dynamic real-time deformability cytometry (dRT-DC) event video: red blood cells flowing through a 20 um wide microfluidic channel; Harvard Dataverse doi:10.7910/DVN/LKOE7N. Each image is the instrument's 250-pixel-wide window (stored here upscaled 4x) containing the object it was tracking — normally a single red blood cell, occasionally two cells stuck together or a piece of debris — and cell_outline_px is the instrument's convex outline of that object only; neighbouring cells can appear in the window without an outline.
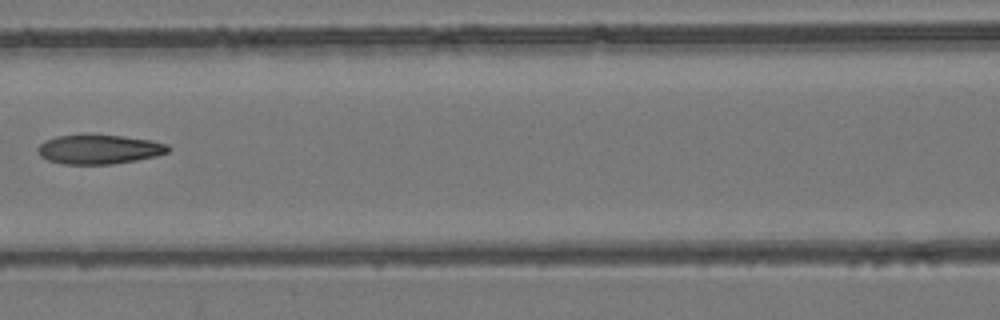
{"species": "common noctule bat (a hibernating species)", "species_latin": "Nyctalus noctula", "temperature_condition": "room temperature", "stored_images_in_passage": 7, "camera_frame_rate_fps": 3000, "um_per_image_px": 0.085, "animal": {"sex": "female", "body_mass_g": 24.6, "forearm_length_mm": 56.2}, "frame": {"image": 1, "passage_image": 6, "time_ms": 6.667, "image_size_px": [1000, 320], "cell_outline_px": [[172, 148], [168, 152], [156, 156], [136, 160], [112, 164], [60, 164], [48, 160], [40, 156], [36, 152], [36, 148], [40, 144], [56, 136], [84, 132], [120, 136], [152, 140], [168, 144]], "centroid_in_image_um": [8.4, 12.66], "position_along_channel_um": 158.2, "area_um2": 22.95}}
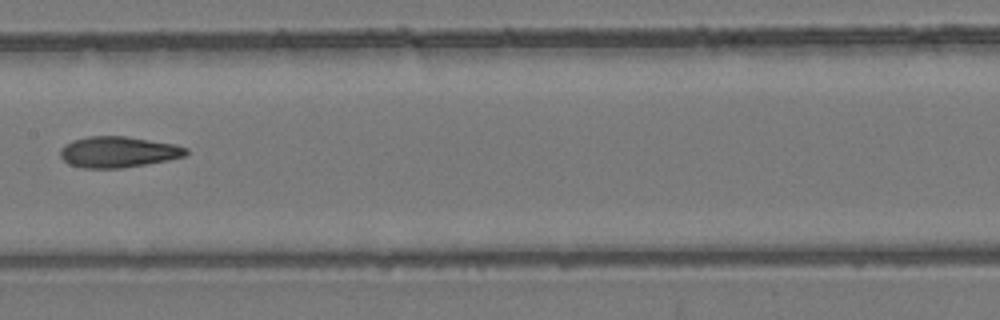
{"frame": {"image": 2, "passage_image": 7, "time_ms": 7.667, "image_size_px": [1000, 320], "cell_outline_px": [[188, 152], [184, 156], [168, 160], [120, 168], [84, 168], [68, 164], [60, 156], [60, 148], [72, 140], [88, 136], [124, 136], [176, 144], [188, 148]], "centroid_in_image_um": [10.03, 12.91], "position_along_channel_um": 197.4, "area_um2": 22.66}}